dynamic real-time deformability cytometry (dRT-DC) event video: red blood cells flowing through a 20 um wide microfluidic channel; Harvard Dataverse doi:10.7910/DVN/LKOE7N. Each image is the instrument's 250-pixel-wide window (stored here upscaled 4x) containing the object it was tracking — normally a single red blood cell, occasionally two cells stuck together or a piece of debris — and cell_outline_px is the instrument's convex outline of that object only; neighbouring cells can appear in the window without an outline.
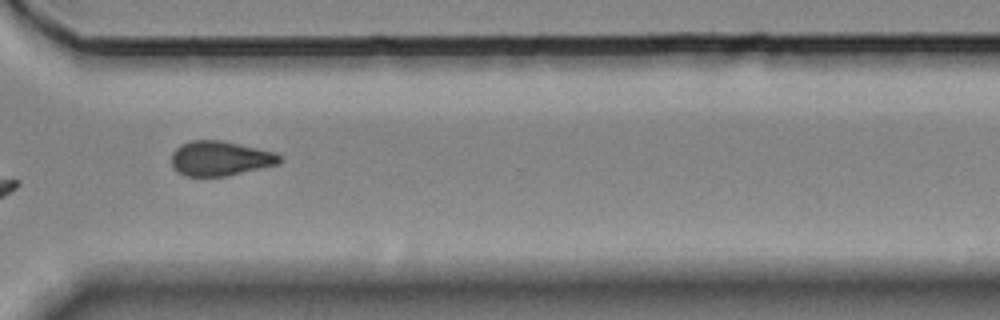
{"species": "Egyptian fruit bat (a non-hibernating species)", "species_latin": "Rousettus aegyptiacus", "temperature_condition": "room temperature", "stored_images_in_passage": 12, "camera_frame_rate_fps": 3000, "um_per_image_px": 0.085, "animal": {"sex": "female"}, "frame": {"image": 1, "passage_image": 9, "time_ms": 2.667, "image_size_px": [1000, 320], "cell_outline_px": [[280, 160], [276, 164], [260, 168], [224, 176], [184, 176], [172, 164], [172, 152], [180, 144], [192, 140], [220, 140], [276, 152], [280, 156]], "centroid_in_image_um": [18.68, 13.45], "position_along_channel_um": 351.9, "area_um2": 21.5}}